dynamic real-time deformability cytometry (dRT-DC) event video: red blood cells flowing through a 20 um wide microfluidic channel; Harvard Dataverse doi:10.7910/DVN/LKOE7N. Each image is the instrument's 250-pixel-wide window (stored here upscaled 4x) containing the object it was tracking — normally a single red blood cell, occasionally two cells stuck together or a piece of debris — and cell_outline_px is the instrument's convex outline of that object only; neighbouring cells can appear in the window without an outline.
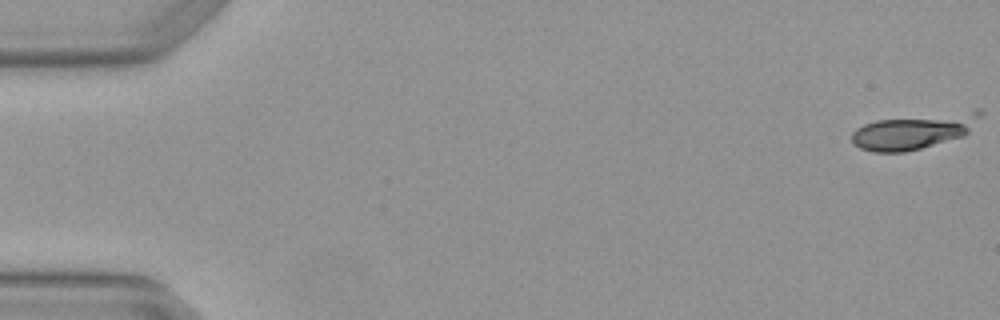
{"species": "Egyptian fruit bat (a non-hibernating species)", "species_latin": "Rousettus aegyptiacus", "temperature_condition": "warm", "stored_images_in_passage": 4, "camera_frame_rate_fps": 3000, "um_per_image_px": 0.085, "animal": {"sex": "female"}, "frame": {"image": 1, "passage_image": 1, "time_ms": 0.0, "image_size_px": [1000, 320], "cell_outline_px": [[980, 112], [968, 132], [964, 136], [920, 148], [904, 152], [872, 152], [860, 148], [852, 144], [852, 132], [856, 128], [864, 124], [876, 120], [976, 108], [980, 108]], "centroid_in_image_um": [77.66, 11.13], "position_along_channel_um": 7.3, "area_um2": 26.41}}
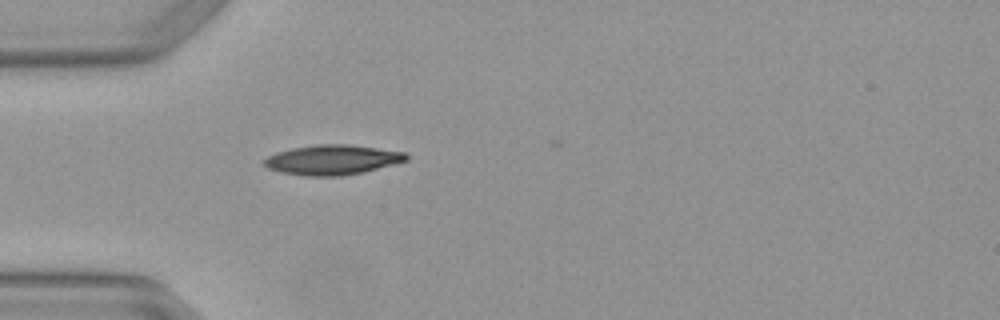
{"frame": {"image": 2, "passage_image": 4, "time_ms": 1.0, "image_size_px": [1000, 320], "cell_outline_px": [[408, 160], [396, 164], [364, 172], [340, 176], [304, 176], [284, 172], [268, 168], [260, 164], [268, 156], [276, 152], [292, 148], [316, 144], [352, 144], [404, 152], [408, 156]], "centroid_in_image_um": [28.26, 13.58], "position_along_channel_um": 56.7, "area_um2": 24.91}}